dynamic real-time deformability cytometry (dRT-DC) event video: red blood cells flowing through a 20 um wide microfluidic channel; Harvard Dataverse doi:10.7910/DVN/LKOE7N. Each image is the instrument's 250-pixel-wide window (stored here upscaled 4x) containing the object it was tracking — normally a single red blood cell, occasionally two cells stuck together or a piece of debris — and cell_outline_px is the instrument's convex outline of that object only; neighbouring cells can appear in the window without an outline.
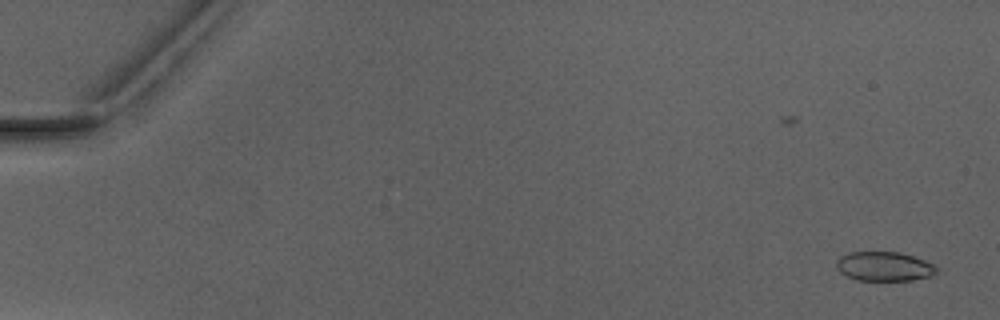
{"species": "Egyptian fruit bat (a non-hibernating species)", "species_latin": "Rousettus aegyptiacus", "temperature_condition": "warm", "stored_images_in_passage": 5, "camera_frame_rate_fps": 3000, "um_per_image_px": 0.085, "animal": {"sex": "male"}, "frame": {"image": 1, "passage_image": 1, "time_ms": 0.0, "image_size_px": [1000, 320], "cell_outline_px": [[936, 272], [928, 276], [912, 280], [856, 280], [840, 272], [836, 268], [836, 260], [840, 256], [848, 252], [900, 252], [924, 260], [932, 264], [936, 268]], "centroid_in_image_um": [75.09, 22.63], "position_along_channel_um": 9.9, "area_um2": 16.94}}
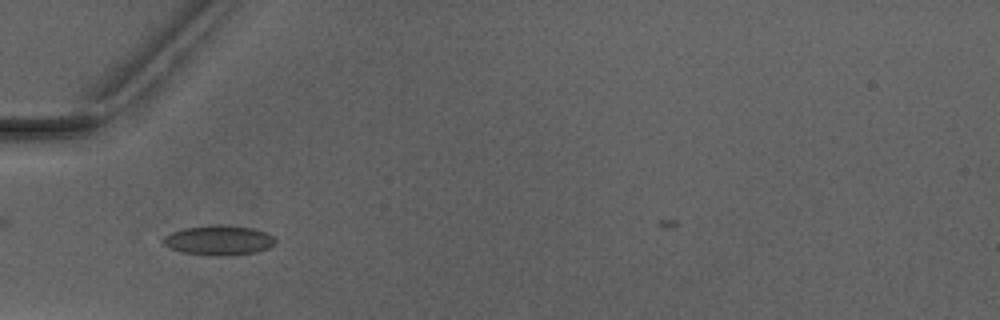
{"frame": {"image": 2, "passage_image": 5, "time_ms": 5.333, "image_size_px": [1000, 320], "cell_outline_px": [[276, 240], [268, 248], [256, 252], [220, 256], [216, 256], [184, 252], [172, 248], [164, 244], [164, 236], [172, 232], [184, 228], [252, 228], [264, 232], [272, 236]], "centroid_in_image_um": [18.6, 20.48], "position_along_channel_um": 66.4, "area_um2": 18.03}}